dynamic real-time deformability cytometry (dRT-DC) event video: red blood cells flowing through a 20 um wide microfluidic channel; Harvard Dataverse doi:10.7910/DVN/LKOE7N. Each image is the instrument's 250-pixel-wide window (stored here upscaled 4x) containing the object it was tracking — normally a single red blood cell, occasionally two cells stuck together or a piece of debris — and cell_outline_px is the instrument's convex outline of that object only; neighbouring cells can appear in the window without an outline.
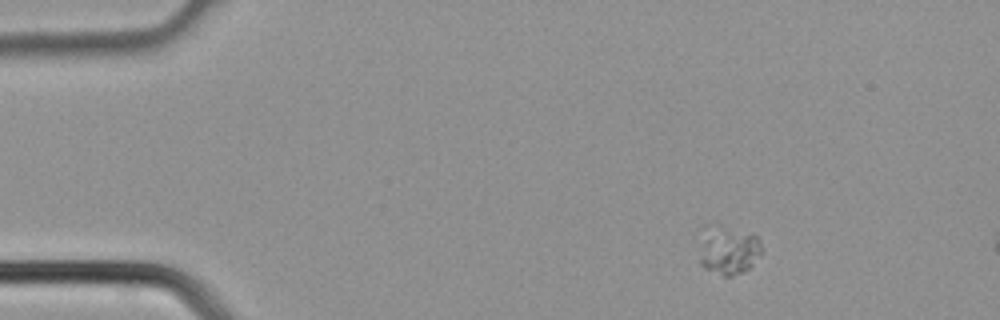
{"species": "common noctule bat (a hibernating species)", "species_latin": "Nyctalus noctula", "temperature_condition": "cold", "stored_images_in_passage": 2, "camera_frame_rate_fps": 3000, "um_per_image_px": 0.085, "animal": {"sex": "male", "body_mass_g": 21.5, "forearm_length_mm": 52.0}, "frame": {"image": 1, "passage_image": 1, "time_ms": 0.0, "image_size_px": [1000, 320], "cell_outline_px": [[764, 248], [760, 256], [744, 272], [732, 276], [724, 276], [704, 268], [700, 264], [700, 256], [704, 244], [708, 240], [724, 232], [756, 236], [760, 240]], "centroid_in_image_um": [62.1, 21.54], "position_along_channel_um": 22.9, "area_um2": 14.97}}